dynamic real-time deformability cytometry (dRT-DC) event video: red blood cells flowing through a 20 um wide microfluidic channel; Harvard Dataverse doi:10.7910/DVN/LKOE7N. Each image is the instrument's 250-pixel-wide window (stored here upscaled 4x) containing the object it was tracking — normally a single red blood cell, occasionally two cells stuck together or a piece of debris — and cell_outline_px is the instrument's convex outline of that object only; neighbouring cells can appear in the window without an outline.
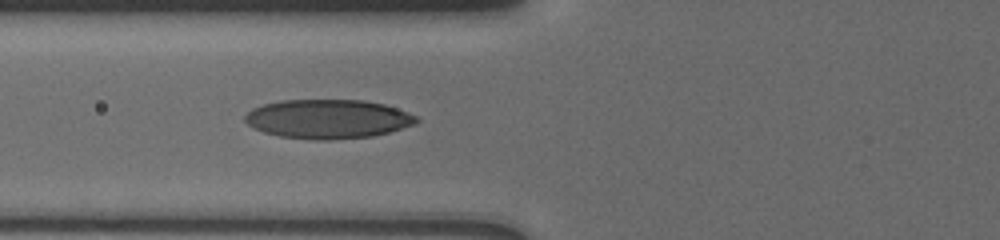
{"species": "human", "species_latin": "Homo sapiens", "temperature_condition": "cold", "stored_images_in_passage": 6, "camera_frame_rate_fps": 3000, "um_per_image_px": 0.085, "donor": {"sex": "male"}, "frame": {"image": 1, "passage_image": 6, "time_ms": 4.333, "image_size_px": [1000, 240], "cell_outline_px": [[420, 120], [416, 124], [388, 132], [372, 136], [332, 140], [312, 140], [280, 136], [264, 132], [248, 124], [244, 120], [244, 116], [252, 108], [264, 104], [280, 100], [364, 100], [384, 104], [408, 112], [416, 116]], "centroid_in_image_um": [27.88, 10.11], "position_along_channel_um": 97.9, "area_um2": 39.13}}